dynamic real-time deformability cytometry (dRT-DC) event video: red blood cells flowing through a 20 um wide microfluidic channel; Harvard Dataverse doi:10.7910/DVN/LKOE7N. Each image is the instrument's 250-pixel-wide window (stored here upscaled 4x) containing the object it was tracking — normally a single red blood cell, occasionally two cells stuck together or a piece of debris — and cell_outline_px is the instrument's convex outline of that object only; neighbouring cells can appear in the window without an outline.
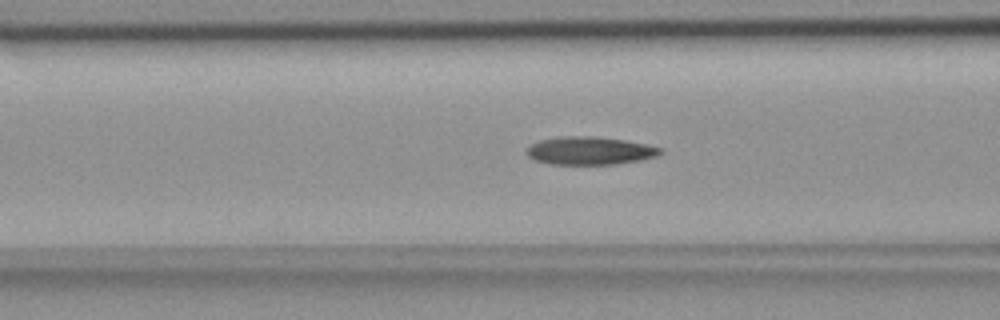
{"species": "common noctule bat (a hibernating species)", "species_latin": "Nyctalus noctula", "temperature_condition": "room temperature", "stored_images_in_passage": 54, "camera_frame_rate_fps": 3000, "um_per_image_px": 0.085, "animal": {"sex": "female", "body_mass_g": 18.4}, "frame": {"image": 1, "passage_image": 20, "time_ms": 6.333, "image_size_px": [1000, 320], "cell_outline_px": [[664, 152], [660, 156], [640, 160], [616, 164], [552, 164], [536, 160], [528, 156], [528, 148], [532, 144], [540, 140], [560, 136], [596, 136], [624, 140], [664, 148]], "centroid_in_image_um": [50.21, 12.81], "position_along_channel_um": 116.4, "area_um2": 21.79}}
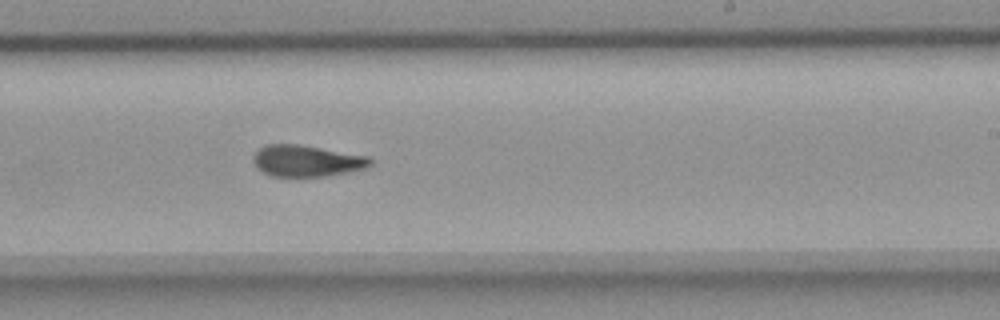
{"frame": {"image": 2, "passage_image": 32, "time_ms": 10.333, "image_size_px": [1000, 320], "cell_outline_px": [[372, 164], [368, 168], [348, 172], [324, 176], [268, 176], [256, 168], [252, 160], [252, 156], [264, 144], [300, 144], [368, 156], [372, 160]], "centroid_in_image_um": [26.04, 13.67], "position_along_channel_um": 263.0, "area_um2": 21.68}}
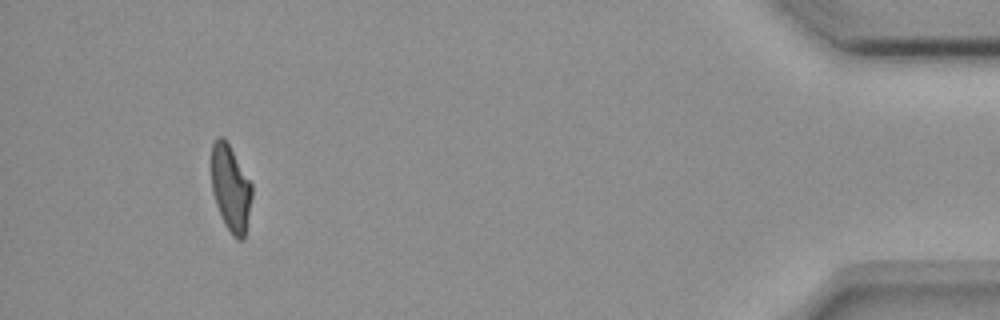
{"frame": {"image": 3, "passage_image": 50, "time_ms": 16.333, "image_size_px": [1000, 320], "cell_outline_px": [[252, 196], [244, 240], [236, 240], [232, 236], [224, 224], [216, 204], [212, 192], [212, 144], [216, 136], [220, 136], [228, 144], [252, 184]], "centroid_in_image_um": [19.6, 16.05], "position_along_channel_um": 415.6, "area_um2": 20.23}, "authors_computed_cell_mechanics": {"area_um2": 21.675, "velocity_mm_per_s": 3.67, "shape_relaxation_time_tau1_ms": null, "shape_relaxation_time_tau2_ms": 3.3111, "deformation_change_tau1": null, "deformation_change_tau2": 0.1052}}